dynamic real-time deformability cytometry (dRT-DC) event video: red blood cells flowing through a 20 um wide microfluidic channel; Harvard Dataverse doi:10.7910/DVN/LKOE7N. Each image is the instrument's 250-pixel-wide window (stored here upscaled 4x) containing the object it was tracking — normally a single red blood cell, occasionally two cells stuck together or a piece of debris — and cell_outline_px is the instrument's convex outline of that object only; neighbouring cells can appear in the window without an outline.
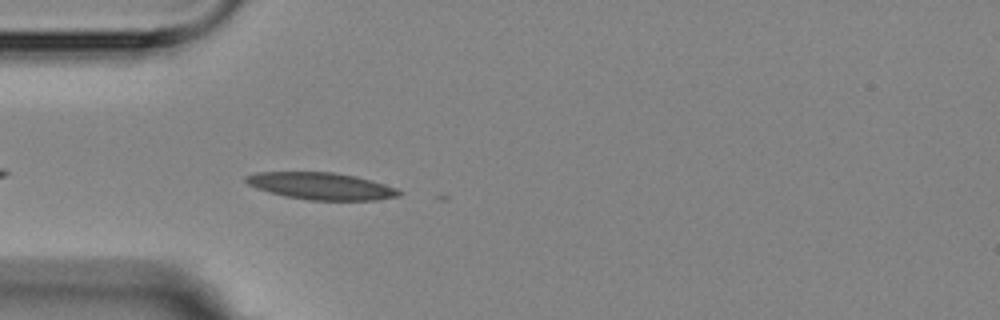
{"species": "Egyptian fruit bat (a non-hibernating species)", "species_latin": "Rousettus aegyptiacus", "temperature_condition": "room temperature", "stored_images_in_passage": 5, "camera_frame_rate_fps": 3000, "um_per_image_px": 0.085, "animal": {"sex": "female"}, "frame": {"image": 1, "passage_image": 5, "time_ms": 4.333, "image_size_px": [1000, 320], "cell_outline_px": [[404, 192], [400, 196], [376, 200], [308, 200], [284, 196], [256, 188], [248, 184], [244, 180], [244, 176], [256, 172], [332, 172], [356, 176], [384, 184], [396, 188]], "centroid_in_image_um": [27.3, 15.81], "position_along_channel_um": 57.7, "area_um2": 24.16}}